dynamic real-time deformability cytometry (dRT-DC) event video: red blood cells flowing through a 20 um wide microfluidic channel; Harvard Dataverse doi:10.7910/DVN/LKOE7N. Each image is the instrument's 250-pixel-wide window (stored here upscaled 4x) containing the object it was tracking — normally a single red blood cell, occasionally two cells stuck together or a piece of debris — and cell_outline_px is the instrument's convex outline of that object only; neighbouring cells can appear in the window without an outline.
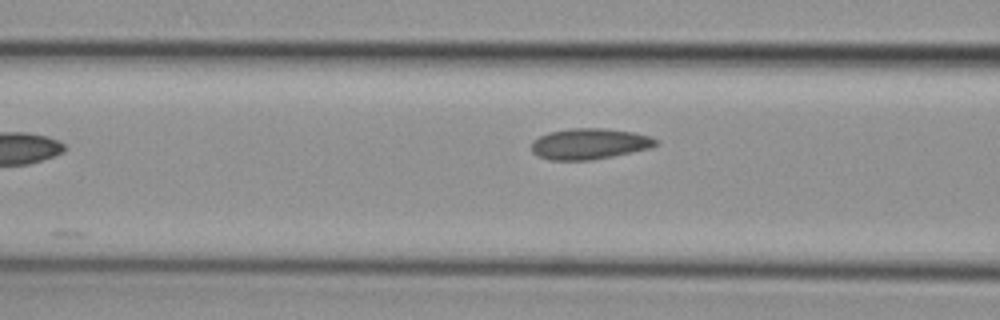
{"species": "common noctule bat (a hibernating species)", "species_latin": "Nyctalus noctula", "temperature_condition": "cold", "stored_images_in_passage": 9, "camera_frame_rate_fps": 3000, "um_per_image_px": 0.085, "animal": {"sex": "female", "body_mass_g": 29.2, "forearm_length_mm": 56.3}, "frame": {"image": 1, "passage_image": 8, "time_ms": 2.333, "image_size_px": [1000, 320], "cell_outline_px": [[660, 144], [652, 148], [612, 156], [588, 160], [548, 160], [532, 152], [532, 140], [548, 132], [572, 128], [604, 128], [632, 132], [652, 136]], "centroid_in_image_um": [50.12, 12.22], "position_along_channel_um": 116.5, "area_um2": 22.43}}
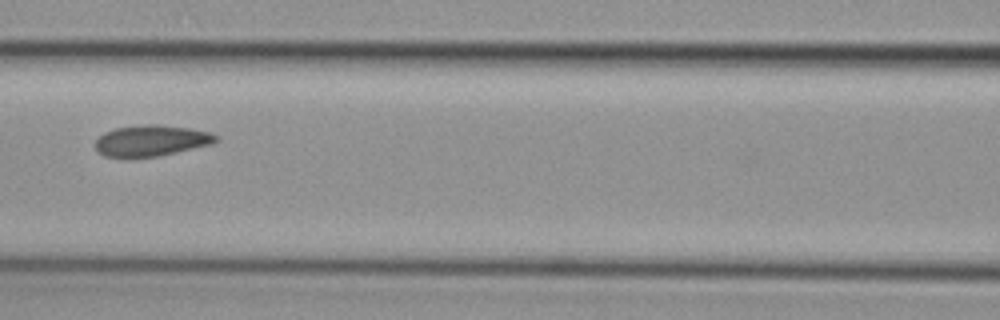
{"frame": {"image": 2, "passage_image": 9, "time_ms": 2.667, "image_size_px": [1000, 320], "cell_outline_px": [[220, 140], [212, 144], [160, 156], [124, 160], [104, 156], [96, 152], [96, 140], [104, 132], [116, 128], [144, 124], [156, 124], [188, 128], [212, 132], [220, 136]], "centroid_in_image_um": [12.85, 11.99], "position_along_channel_um": 153.8, "area_um2": 22.6}}